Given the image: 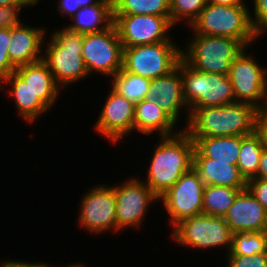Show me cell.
I'll list each match as a JSON object with an SVG mask.
<instances>
[{
  "label": "cell",
  "instance_id": "6da1fadb",
  "mask_svg": "<svg viewBox=\"0 0 267 267\" xmlns=\"http://www.w3.org/2000/svg\"><path fill=\"white\" fill-rule=\"evenodd\" d=\"M258 110L243 102L189 108L185 131L190 137L246 136L255 132Z\"/></svg>",
  "mask_w": 267,
  "mask_h": 267
},
{
  "label": "cell",
  "instance_id": "7a4b0ae2",
  "mask_svg": "<svg viewBox=\"0 0 267 267\" xmlns=\"http://www.w3.org/2000/svg\"><path fill=\"white\" fill-rule=\"evenodd\" d=\"M172 136L160 137L150 160L145 184L160 198L193 166L194 141L183 129Z\"/></svg>",
  "mask_w": 267,
  "mask_h": 267
},
{
  "label": "cell",
  "instance_id": "3957f363",
  "mask_svg": "<svg viewBox=\"0 0 267 267\" xmlns=\"http://www.w3.org/2000/svg\"><path fill=\"white\" fill-rule=\"evenodd\" d=\"M246 5L224 6L208 2L192 22L195 34L230 37L246 48L257 36L254 34Z\"/></svg>",
  "mask_w": 267,
  "mask_h": 267
},
{
  "label": "cell",
  "instance_id": "277c9868",
  "mask_svg": "<svg viewBox=\"0 0 267 267\" xmlns=\"http://www.w3.org/2000/svg\"><path fill=\"white\" fill-rule=\"evenodd\" d=\"M84 35L64 28L51 36L42 60L47 64L60 87L71 85L88 76L82 58Z\"/></svg>",
  "mask_w": 267,
  "mask_h": 267
},
{
  "label": "cell",
  "instance_id": "5b68a950",
  "mask_svg": "<svg viewBox=\"0 0 267 267\" xmlns=\"http://www.w3.org/2000/svg\"><path fill=\"white\" fill-rule=\"evenodd\" d=\"M182 59L206 73L228 75L234 59L246 48L240 41L221 36L195 34Z\"/></svg>",
  "mask_w": 267,
  "mask_h": 267
},
{
  "label": "cell",
  "instance_id": "8992f818",
  "mask_svg": "<svg viewBox=\"0 0 267 267\" xmlns=\"http://www.w3.org/2000/svg\"><path fill=\"white\" fill-rule=\"evenodd\" d=\"M183 78L184 101L189 108L225 106L235 102L228 75L195 70L183 59L177 65Z\"/></svg>",
  "mask_w": 267,
  "mask_h": 267
},
{
  "label": "cell",
  "instance_id": "52a82bcc",
  "mask_svg": "<svg viewBox=\"0 0 267 267\" xmlns=\"http://www.w3.org/2000/svg\"><path fill=\"white\" fill-rule=\"evenodd\" d=\"M181 59L182 49L174 42L123 47V69L149 79L168 75Z\"/></svg>",
  "mask_w": 267,
  "mask_h": 267
},
{
  "label": "cell",
  "instance_id": "ba28073f",
  "mask_svg": "<svg viewBox=\"0 0 267 267\" xmlns=\"http://www.w3.org/2000/svg\"><path fill=\"white\" fill-rule=\"evenodd\" d=\"M172 234L181 246L209 249L227 245L230 252L233 233L223 217L200 214L180 221Z\"/></svg>",
  "mask_w": 267,
  "mask_h": 267
},
{
  "label": "cell",
  "instance_id": "9c48e42d",
  "mask_svg": "<svg viewBox=\"0 0 267 267\" xmlns=\"http://www.w3.org/2000/svg\"><path fill=\"white\" fill-rule=\"evenodd\" d=\"M82 58L88 74L112 77L123 68V45L114 23L103 32L84 35Z\"/></svg>",
  "mask_w": 267,
  "mask_h": 267
},
{
  "label": "cell",
  "instance_id": "30bf717a",
  "mask_svg": "<svg viewBox=\"0 0 267 267\" xmlns=\"http://www.w3.org/2000/svg\"><path fill=\"white\" fill-rule=\"evenodd\" d=\"M204 187L198 173L191 168L159 198L167 209L172 227L186 218L203 214Z\"/></svg>",
  "mask_w": 267,
  "mask_h": 267
},
{
  "label": "cell",
  "instance_id": "8fae6325",
  "mask_svg": "<svg viewBox=\"0 0 267 267\" xmlns=\"http://www.w3.org/2000/svg\"><path fill=\"white\" fill-rule=\"evenodd\" d=\"M245 50L234 59L228 74L235 102L253 104L262 109L266 97L267 69L260 67Z\"/></svg>",
  "mask_w": 267,
  "mask_h": 267
},
{
  "label": "cell",
  "instance_id": "7c38bea8",
  "mask_svg": "<svg viewBox=\"0 0 267 267\" xmlns=\"http://www.w3.org/2000/svg\"><path fill=\"white\" fill-rule=\"evenodd\" d=\"M123 47L172 42L168 30L174 25L171 17L156 15H113Z\"/></svg>",
  "mask_w": 267,
  "mask_h": 267
},
{
  "label": "cell",
  "instance_id": "4fadbf2b",
  "mask_svg": "<svg viewBox=\"0 0 267 267\" xmlns=\"http://www.w3.org/2000/svg\"><path fill=\"white\" fill-rule=\"evenodd\" d=\"M78 222L96 234L109 229L117 231L115 188L99 185L93 187L82 197Z\"/></svg>",
  "mask_w": 267,
  "mask_h": 267
},
{
  "label": "cell",
  "instance_id": "5bb4252c",
  "mask_svg": "<svg viewBox=\"0 0 267 267\" xmlns=\"http://www.w3.org/2000/svg\"><path fill=\"white\" fill-rule=\"evenodd\" d=\"M114 188L117 231L140 226L151 202L159 200L145 182L137 178H131Z\"/></svg>",
  "mask_w": 267,
  "mask_h": 267
},
{
  "label": "cell",
  "instance_id": "9a60e30c",
  "mask_svg": "<svg viewBox=\"0 0 267 267\" xmlns=\"http://www.w3.org/2000/svg\"><path fill=\"white\" fill-rule=\"evenodd\" d=\"M134 111L135 104L111 88L96 122L95 129L99 134L101 133V135L115 144L126 133L133 132Z\"/></svg>",
  "mask_w": 267,
  "mask_h": 267
},
{
  "label": "cell",
  "instance_id": "2e32d148",
  "mask_svg": "<svg viewBox=\"0 0 267 267\" xmlns=\"http://www.w3.org/2000/svg\"><path fill=\"white\" fill-rule=\"evenodd\" d=\"M223 218L232 233L267 231V210L247 188L239 191Z\"/></svg>",
  "mask_w": 267,
  "mask_h": 267
},
{
  "label": "cell",
  "instance_id": "e0dca14e",
  "mask_svg": "<svg viewBox=\"0 0 267 267\" xmlns=\"http://www.w3.org/2000/svg\"><path fill=\"white\" fill-rule=\"evenodd\" d=\"M146 100L150 103H157L176 123L180 109L189 108L184 101L183 78L180 69L177 67L168 75L151 79Z\"/></svg>",
  "mask_w": 267,
  "mask_h": 267
},
{
  "label": "cell",
  "instance_id": "ac0fdd59",
  "mask_svg": "<svg viewBox=\"0 0 267 267\" xmlns=\"http://www.w3.org/2000/svg\"><path fill=\"white\" fill-rule=\"evenodd\" d=\"M45 30L34 28L23 24L11 28L10 43L8 47V57L11 64L17 68L42 60L40 54L43 40H45Z\"/></svg>",
  "mask_w": 267,
  "mask_h": 267
},
{
  "label": "cell",
  "instance_id": "d6986e66",
  "mask_svg": "<svg viewBox=\"0 0 267 267\" xmlns=\"http://www.w3.org/2000/svg\"><path fill=\"white\" fill-rule=\"evenodd\" d=\"M192 168L205 185L246 188L247 181L240 174L237 165L204 157L196 148L193 151Z\"/></svg>",
  "mask_w": 267,
  "mask_h": 267
},
{
  "label": "cell",
  "instance_id": "ffe728a7",
  "mask_svg": "<svg viewBox=\"0 0 267 267\" xmlns=\"http://www.w3.org/2000/svg\"><path fill=\"white\" fill-rule=\"evenodd\" d=\"M15 72L49 108L55 104L61 87L43 60L17 67Z\"/></svg>",
  "mask_w": 267,
  "mask_h": 267
},
{
  "label": "cell",
  "instance_id": "44dd1931",
  "mask_svg": "<svg viewBox=\"0 0 267 267\" xmlns=\"http://www.w3.org/2000/svg\"><path fill=\"white\" fill-rule=\"evenodd\" d=\"M74 23L67 26L81 35L103 32L113 23V0H99L97 3L80 8L71 17Z\"/></svg>",
  "mask_w": 267,
  "mask_h": 267
},
{
  "label": "cell",
  "instance_id": "7402d4cb",
  "mask_svg": "<svg viewBox=\"0 0 267 267\" xmlns=\"http://www.w3.org/2000/svg\"><path fill=\"white\" fill-rule=\"evenodd\" d=\"M176 122L165 113L157 103H150L146 99L135 104L134 130L142 134H151L155 131L159 137L172 136Z\"/></svg>",
  "mask_w": 267,
  "mask_h": 267
},
{
  "label": "cell",
  "instance_id": "603a6c76",
  "mask_svg": "<svg viewBox=\"0 0 267 267\" xmlns=\"http://www.w3.org/2000/svg\"><path fill=\"white\" fill-rule=\"evenodd\" d=\"M4 83V84H3ZM7 83V84H6ZM12 85L11 96L15 100L18 113L28 122H33L50 108L35 94L22 78L16 73H11L1 83L2 85Z\"/></svg>",
  "mask_w": 267,
  "mask_h": 267
},
{
  "label": "cell",
  "instance_id": "cb8c5ba5",
  "mask_svg": "<svg viewBox=\"0 0 267 267\" xmlns=\"http://www.w3.org/2000/svg\"><path fill=\"white\" fill-rule=\"evenodd\" d=\"M195 148L207 158L237 165L241 136L191 137Z\"/></svg>",
  "mask_w": 267,
  "mask_h": 267
},
{
  "label": "cell",
  "instance_id": "d4e9b609",
  "mask_svg": "<svg viewBox=\"0 0 267 267\" xmlns=\"http://www.w3.org/2000/svg\"><path fill=\"white\" fill-rule=\"evenodd\" d=\"M263 149L256 132L241 136L237 167L246 181L256 177Z\"/></svg>",
  "mask_w": 267,
  "mask_h": 267
},
{
  "label": "cell",
  "instance_id": "484cf974",
  "mask_svg": "<svg viewBox=\"0 0 267 267\" xmlns=\"http://www.w3.org/2000/svg\"><path fill=\"white\" fill-rule=\"evenodd\" d=\"M224 186L205 185L203 192V214L224 217L240 190Z\"/></svg>",
  "mask_w": 267,
  "mask_h": 267
},
{
  "label": "cell",
  "instance_id": "4316f807",
  "mask_svg": "<svg viewBox=\"0 0 267 267\" xmlns=\"http://www.w3.org/2000/svg\"><path fill=\"white\" fill-rule=\"evenodd\" d=\"M112 88L134 104L146 99L151 79L126 72L123 68L113 76Z\"/></svg>",
  "mask_w": 267,
  "mask_h": 267
},
{
  "label": "cell",
  "instance_id": "83f0119b",
  "mask_svg": "<svg viewBox=\"0 0 267 267\" xmlns=\"http://www.w3.org/2000/svg\"><path fill=\"white\" fill-rule=\"evenodd\" d=\"M113 15L171 17L170 0H113Z\"/></svg>",
  "mask_w": 267,
  "mask_h": 267
},
{
  "label": "cell",
  "instance_id": "f1b7e54d",
  "mask_svg": "<svg viewBox=\"0 0 267 267\" xmlns=\"http://www.w3.org/2000/svg\"><path fill=\"white\" fill-rule=\"evenodd\" d=\"M257 253H267V231L232 234L231 249L227 255L249 257Z\"/></svg>",
  "mask_w": 267,
  "mask_h": 267
},
{
  "label": "cell",
  "instance_id": "f546056e",
  "mask_svg": "<svg viewBox=\"0 0 267 267\" xmlns=\"http://www.w3.org/2000/svg\"><path fill=\"white\" fill-rule=\"evenodd\" d=\"M207 3L208 0H170L171 23L175 25L183 18L190 26Z\"/></svg>",
  "mask_w": 267,
  "mask_h": 267
},
{
  "label": "cell",
  "instance_id": "4dcf8cb0",
  "mask_svg": "<svg viewBox=\"0 0 267 267\" xmlns=\"http://www.w3.org/2000/svg\"><path fill=\"white\" fill-rule=\"evenodd\" d=\"M10 35L11 29H0V83L16 69L8 57Z\"/></svg>",
  "mask_w": 267,
  "mask_h": 267
},
{
  "label": "cell",
  "instance_id": "1f68e13d",
  "mask_svg": "<svg viewBox=\"0 0 267 267\" xmlns=\"http://www.w3.org/2000/svg\"><path fill=\"white\" fill-rule=\"evenodd\" d=\"M35 4H12L0 6V29L18 27L22 23L19 20V12L21 8L32 6Z\"/></svg>",
  "mask_w": 267,
  "mask_h": 267
},
{
  "label": "cell",
  "instance_id": "d6a6232c",
  "mask_svg": "<svg viewBox=\"0 0 267 267\" xmlns=\"http://www.w3.org/2000/svg\"><path fill=\"white\" fill-rule=\"evenodd\" d=\"M227 267H267V253L254 256L228 255Z\"/></svg>",
  "mask_w": 267,
  "mask_h": 267
},
{
  "label": "cell",
  "instance_id": "836d02e7",
  "mask_svg": "<svg viewBox=\"0 0 267 267\" xmlns=\"http://www.w3.org/2000/svg\"><path fill=\"white\" fill-rule=\"evenodd\" d=\"M254 16H250L254 34L258 37L267 31V0H254Z\"/></svg>",
  "mask_w": 267,
  "mask_h": 267
},
{
  "label": "cell",
  "instance_id": "e575fe53",
  "mask_svg": "<svg viewBox=\"0 0 267 267\" xmlns=\"http://www.w3.org/2000/svg\"><path fill=\"white\" fill-rule=\"evenodd\" d=\"M246 188L267 210V180L252 178L247 180Z\"/></svg>",
  "mask_w": 267,
  "mask_h": 267
},
{
  "label": "cell",
  "instance_id": "d590c367",
  "mask_svg": "<svg viewBox=\"0 0 267 267\" xmlns=\"http://www.w3.org/2000/svg\"><path fill=\"white\" fill-rule=\"evenodd\" d=\"M58 8L61 14L64 16L69 15L73 17L80 8L91 6L97 3L99 0H58Z\"/></svg>",
  "mask_w": 267,
  "mask_h": 267
},
{
  "label": "cell",
  "instance_id": "8d00e7d4",
  "mask_svg": "<svg viewBox=\"0 0 267 267\" xmlns=\"http://www.w3.org/2000/svg\"><path fill=\"white\" fill-rule=\"evenodd\" d=\"M255 132L259 135L263 148L267 150V111L264 109L258 110Z\"/></svg>",
  "mask_w": 267,
  "mask_h": 267
},
{
  "label": "cell",
  "instance_id": "74e56055",
  "mask_svg": "<svg viewBox=\"0 0 267 267\" xmlns=\"http://www.w3.org/2000/svg\"><path fill=\"white\" fill-rule=\"evenodd\" d=\"M255 178L267 180V150L263 149Z\"/></svg>",
  "mask_w": 267,
  "mask_h": 267
},
{
  "label": "cell",
  "instance_id": "f35d334b",
  "mask_svg": "<svg viewBox=\"0 0 267 267\" xmlns=\"http://www.w3.org/2000/svg\"><path fill=\"white\" fill-rule=\"evenodd\" d=\"M0 267H47V264L44 263H28L23 261H5Z\"/></svg>",
  "mask_w": 267,
  "mask_h": 267
},
{
  "label": "cell",
  "instance_id": "ab89813d",
  "mask_svg": "<svg viewBox=\"0 0 267 267\" xmlns=\"http://www.w3.org/2000/svg\"><path fill=\"white\" fill-rule=\"evenodd\" d=\"M208 2L224 6L245 5L243 0H208Z\"/></svg>",
  "mask_w": 267,
  "mask_h": 267
},
{
  "label": "cell",
  "instance_id": "60d3db41",
  "mask_svg": "<svg viewBox=\"0 0 267 267\" xmlns=\"http://www.w3.org/2000/svg\"><path fill=\"white\" fill-rule=\"evenodd\" d=\"M39 0H0V6L12 4H37Z\"/></svg>",
  "mask_w": 267,
  "mask_h": 267
},
{
  "label": "cell",
  "instance_id": "b9f144b4",
  "mask_svg": "<svg viewBox=\"0 0 267 267\" xmlns=\"http://www.w3.org/2000/svg\"><path fill=\"white\" fill-rule=\"evenodd\" d=\"M262 109H264V110H266V111H267V89H266L265 103H264V106H263V108H262Z\"/></svg>",
  "mask_w": 267,
  "mask_h": 267
},
{
  "label": "cell",
  "instance_id": "7bdbcfd3",
  "mask_svg": "<svg viewBox=\"0 0 267 267\" xmlns=\"http://www.w3.org/2000/svg\"><path fill=\"white\" fill-rule=\"evenodd\" d=\"M47 267H50L49 265H47ZM67 267H84L83 265H81V264H74V265H70V266H67Z\"/></svg>",
  "mask_w": 267,
  "mask_h": 267
}]
</instances>
